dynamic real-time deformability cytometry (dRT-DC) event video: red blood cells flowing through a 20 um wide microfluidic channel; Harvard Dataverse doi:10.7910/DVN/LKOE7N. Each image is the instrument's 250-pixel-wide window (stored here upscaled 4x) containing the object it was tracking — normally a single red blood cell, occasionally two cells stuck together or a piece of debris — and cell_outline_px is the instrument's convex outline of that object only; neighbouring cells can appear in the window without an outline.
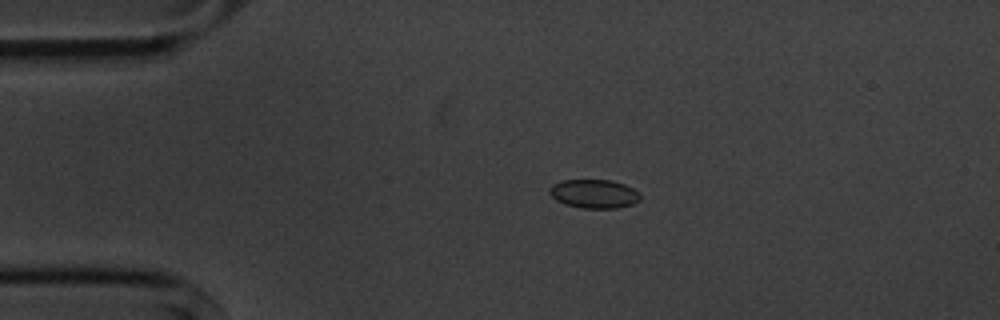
{"species": "common noctule bat (a hibernating species)", "species_latin": "Nyctalus noctula", "temperature_condition": "cold", "stored_images_in_passage": 4, "camera_frame_rate_fps": 3000, "um_per_image_px": 0.085, "animal": {"sex": "male", "body_mass_g": 20.1, "forearm_length_mm": 53.5}, "frame": {"image": 1, "passage_image": 2, "time_ms": 1.0, "image_size_px": [1000, 320], "cell_outline_px": [[640, 200], [632, 204], [616, 208], [580, 208], [564, 204], [556, 200], [548, 192], [548, 188], [552, 184], [560, 180], [612, 180], [624, 184], [632, 188], [640, 196]], "centroid_in_image_um": [50.44, 16.47], "position_along_channel_um": 34.6, "area_um2": 15.26}}